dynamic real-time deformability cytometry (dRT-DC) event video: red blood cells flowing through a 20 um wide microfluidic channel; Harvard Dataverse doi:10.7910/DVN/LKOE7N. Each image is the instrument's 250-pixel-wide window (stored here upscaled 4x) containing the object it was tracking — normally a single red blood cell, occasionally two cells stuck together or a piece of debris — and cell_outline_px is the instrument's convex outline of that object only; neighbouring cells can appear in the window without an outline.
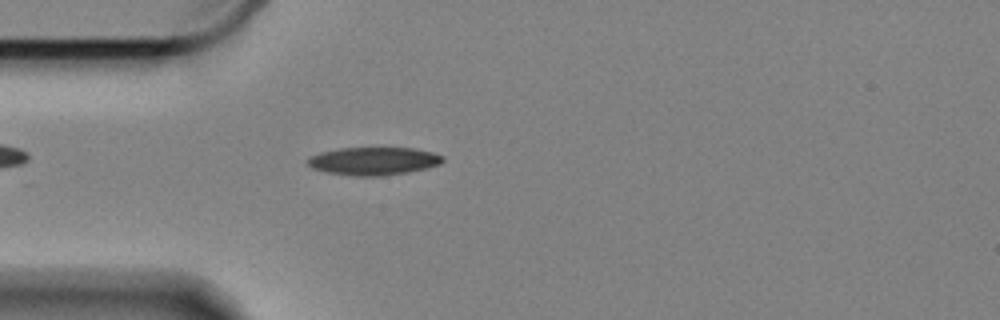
{"species": "Egyptian fruit bat (a non-hibernating species)", "species_latin": "Rousettus aegyptiacus", "temperature_condition": "cold", "stored_images_in_passage": 38, "camera_frame_rate_fps": 3000, "um_per_image_px": 0.085, "animal": {"sex": "female"}, "frame": {"image": 1, "passage_image": 1, "time_ms": 0.0, "image_size_px": [1000, 320], "cell_outline_px": [[444, 160], [440, 164], [408, 172], [380, 176], [356, 176], [328, 172], [312, 168], [308, 164], [308, 160], [312, 156], [320, 152], [340, 148], [412, 148], [432, 152], [444, 156]], "centroid_in_image_um": [31.77, 13.69], "position_along_channel_um": 53.2, "area_um2": 21.73}}
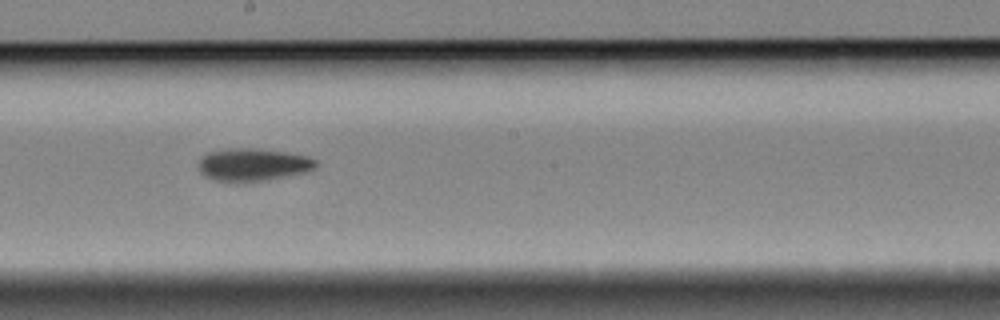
{"frame": {"image": 2, "passage_image": 17, "time_ms": 5.333, "image_size_px": [1000, 320], "cell_outline_px": [[316, 164], [308, 172], [268, 180], [212, 180], [204, 176], [200, 172], [200, 156], [208, 152], [232, 148], [252, 148], [288, 152], [308, 156], [316, 160]], "centroid_in_image_um": [21.52, 13.97], "position_along_channel_um": 226.7, "area_um2": 22.02}}
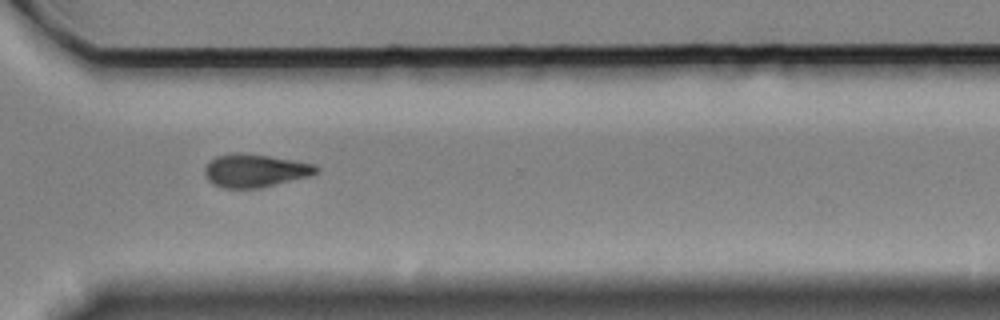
{"frame": {"image": 3, "passage_image": 28, "time_ms": 9.0, "image_size_px": [1000, 320], "cell_outline_px": [[320, 168], [316, 172], [308, 176], [260, 188], [224, 188], [212, 184], [208, 180], [204, 172], [204, 168], [216, 156], [236, 152], [240, 152], [296, 160], [316, 164]], "centroid_in_image_um": [21.67, 14.49], "position_along_channel_um": 348.9, "area_um2": 21.44}, "authors_computed_cell_mechanics": {"area_um2": 21.6461, "velocity_mm_per_s": 3.3459, "shape_relaxation_time_tau1_ms": 4.9704, "shape_relaxation_time_tau2_ms": 11.0585, "deformation_change_tau1": 0.1205, "deformation_change_tau2": 0.1755}}